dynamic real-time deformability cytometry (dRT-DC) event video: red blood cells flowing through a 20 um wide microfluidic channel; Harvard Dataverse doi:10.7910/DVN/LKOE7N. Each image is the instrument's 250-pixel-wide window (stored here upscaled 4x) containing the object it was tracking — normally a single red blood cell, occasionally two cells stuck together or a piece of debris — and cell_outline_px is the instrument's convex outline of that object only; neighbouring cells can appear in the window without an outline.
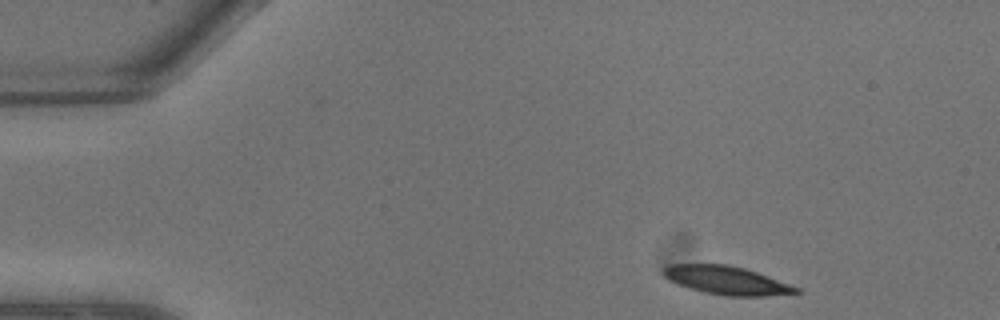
{"species": "common noctule bat (a hibernating species)", "species_latin": "Nyctalus noctula", "temperature_condition": "warm", "stored_images_in_passage": 6, "camera_frame_rate_fps": 3000, "um_per_image_px": 0.085, "animal": {"sex": "male", "body_mass_g": 13.3}, "frame": {"image": 1, "passage_image": 1, "time_ms": 0.0, "image_size_px": [1000, 320], "cell_outline_px": [[804, 292], [768, 296], [724, 296], [704, 292], [688, 288], [676, 284], [668, 280], [660, 272], [660, 268], [668, 264], [728, 264], [744, 268], [768, 276], [800, 288]], "centroid_in_image_um": [61.71, 23.83], "position_along_channel_um": 23.3, "area_um2": 22.31}}
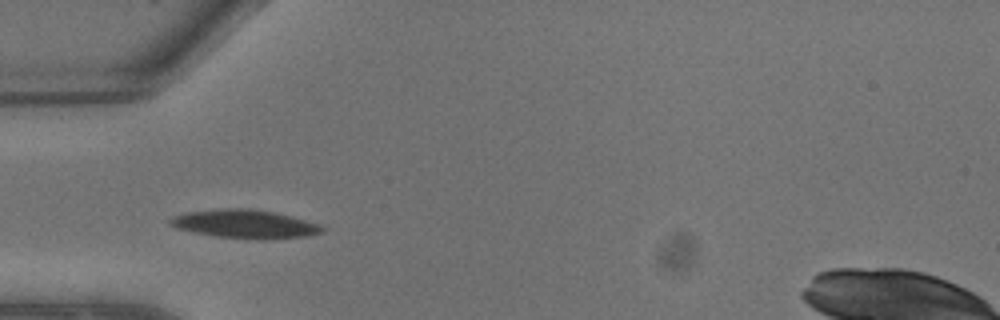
{"frame": {"image": 2, "passage_image": 5, "time_ms": 1.333, "image_size_px": [1000, 320], "cell_outline_px": [[324, 232], [308, 236], [260, 240], [248, 240], [216, 236], [176, 228], [168, 224], [168, 220], [176, 216], [188, 212], [216, 208], [248, 208], [276, 212], [320, 224], [324, 228]], "centroid_in_image_um": [20.84, 19.04], "position_along_channel_um": 64.2, "area_um2": 25.49}}